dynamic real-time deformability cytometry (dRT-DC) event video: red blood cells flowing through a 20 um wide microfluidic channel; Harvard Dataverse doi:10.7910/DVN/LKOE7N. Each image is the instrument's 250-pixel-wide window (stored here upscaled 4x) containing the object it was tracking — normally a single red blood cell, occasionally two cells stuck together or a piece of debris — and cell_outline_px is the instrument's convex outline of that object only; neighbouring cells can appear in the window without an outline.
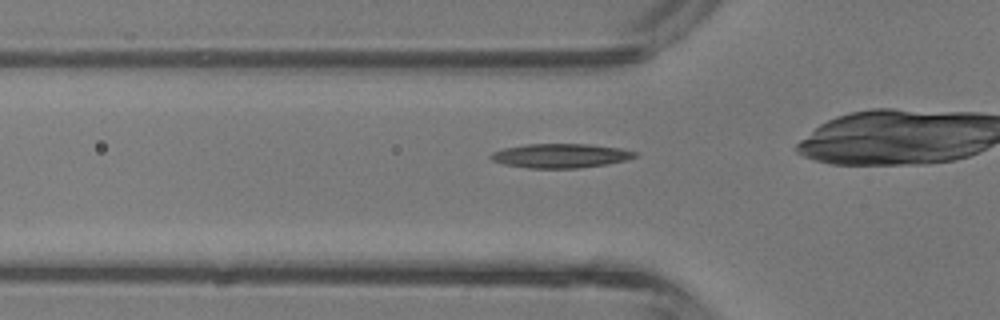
{"species": "common noctule bat (a hibernating species)", "species_latin": "Nyctalus noctula", "temperature_condition": "room temperature", "stored_images_in_passage": 23, "camera_frame_rate_fps": 3000, "um_per_image_px": 0.085, "animal": {"sex": "male", "body_mass_g": 13.3}, "frame": {"image": 1, "passage_image": 2, "time_ms": 0.333, "image_size_px": [1000, 320], "cell_outline_px": [[640, 156], [624, 160], [604, 164], [580, 168], [528, 168], [504, 164], [492, 160], [488, 156], [492, 152], [504, 148], [524, 144], [588, 144], [620, 148], [640, 152]], "centroid_in_image_um": [47.66, 13.23], "position_along_channel_um": 78.1, "area_um2": 20.4}}
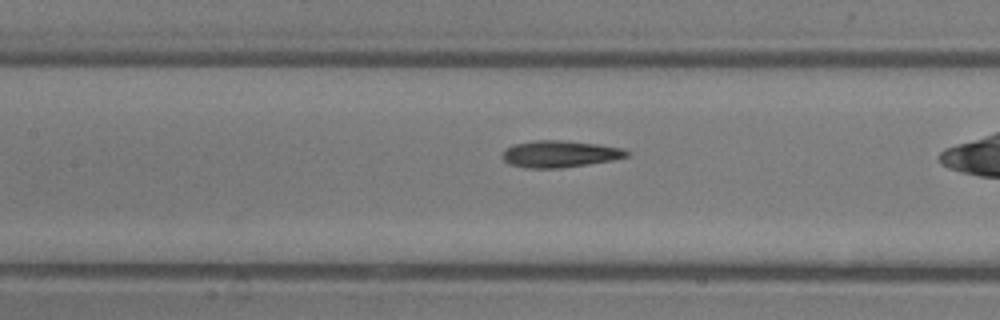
{"frame": {"image": 2, "passage_image": 7, "time_ms": 2.0, "image_size_px": [1000, 320], "cell_outline_px": [[628, 156], [612, 160], [588, 164], [560, 168], [524, 168], [508, 164], [500, 156], [504, 148], [512, 144], [536, 140], [560, 140], [596, 144], [624, 148], [628, 152]], "centroid_in_image_um": [47.5, 13.09], "position_along_channel_um": 159.9, "area_um2": 19.54}}
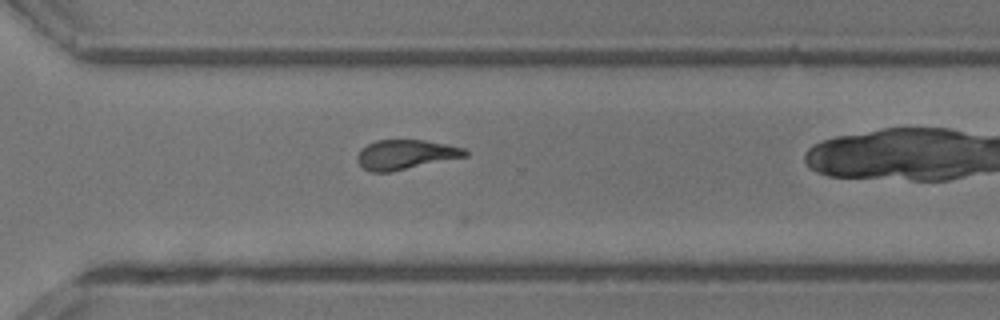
{"frame": {"image": 3, "passage_image": 18, "time_ms": 5.667, "image_size_px": [1000, 320], "cell_outline_px": [[468, 156], [392, 172], [372, 172], [364, 168], [356, 160], [356, 156], [368, 144], [376, 140], [424, 140], [464, 148], [468, 152]], "centroid_in_image_um": [34.49, 13.15], "position_along_channel_um": 336.1, "area_um2": 18.5}}